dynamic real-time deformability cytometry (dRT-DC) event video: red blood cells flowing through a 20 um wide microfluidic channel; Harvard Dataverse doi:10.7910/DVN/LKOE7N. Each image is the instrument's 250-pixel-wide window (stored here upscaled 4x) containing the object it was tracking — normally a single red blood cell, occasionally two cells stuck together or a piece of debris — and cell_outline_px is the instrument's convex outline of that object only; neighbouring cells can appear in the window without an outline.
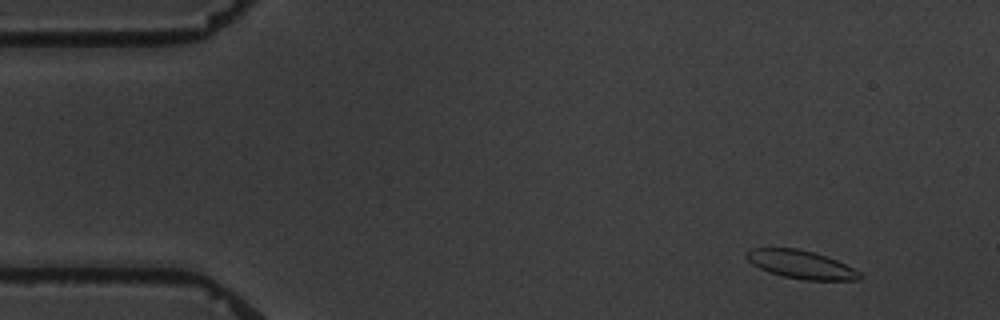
{"species": "common noctule bat (a hibernating species)", "species_latin": "Nyctalus noctula", "temperature_condition": "warm", "stored_images_in_passage": 5, "camera_frame_rate_fps": 3000, "um_per_image_px": 0.085, "animal": {"sex": "male", "body_mass_g": 19.5, "forearm_length_mm": 54.6}, "frame": {"image": 1, "passage_image": 2, "time_ms": 1.0, "image_size_px": [1000, 320], "cell_outline_px": [[864, 276], [860, 280], [804, 280], [784, 276], [768, 272], [752, 264], [744, 256], [744, 252], [752, 248], [796, 248], [816, 252], [828, 256], [860, 272]], "centroid_in_image_um": [68.08, 22.47], "position_along_channel_um": 16.9, "area_um2": 18.79}}